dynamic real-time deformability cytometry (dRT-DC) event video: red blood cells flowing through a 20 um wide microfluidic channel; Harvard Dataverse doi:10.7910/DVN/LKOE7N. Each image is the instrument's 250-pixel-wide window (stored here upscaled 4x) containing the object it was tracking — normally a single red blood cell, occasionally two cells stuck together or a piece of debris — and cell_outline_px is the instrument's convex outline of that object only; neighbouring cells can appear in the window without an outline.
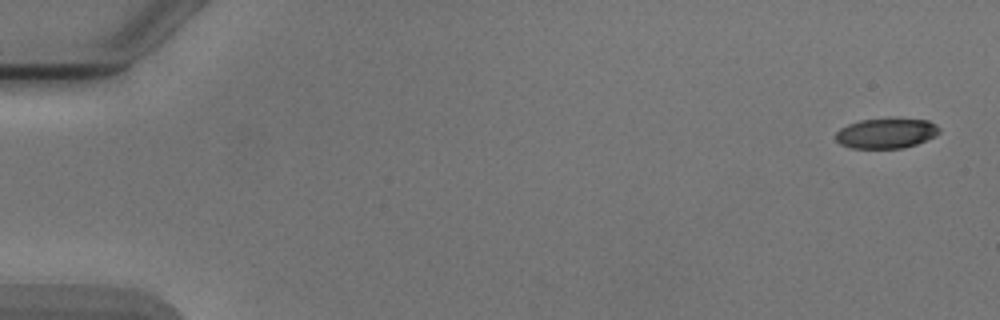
{"species": "Egyptian fruit bat (a non-hibernating species)", "species_latin": "Rousettus aegyptiacus", "temperature_condition": "cold", "stored_images_in_passage": 4, "camera_frame_rate_fps": 3000, "um_per_image_px": 0.085, "animal": {"sex": "male"}, "frame": {"image": 1, "passage_image": 1, "time_ms": 0.0, "image_size_px": [1000, 320], "cell_outline_px": [[940, 132], [916, 144], [904, 148], [852, 148], [840, 144], [836, 140], [836, 132], [840, 128], [848, 124], [860, 120], [888, 116], [928, 120], [936, 124], [940, 128]], "centroid_in_image_um": [75.32, 11.28], "position_along_channel_um": 9.7, "area_um2": 18.67}}
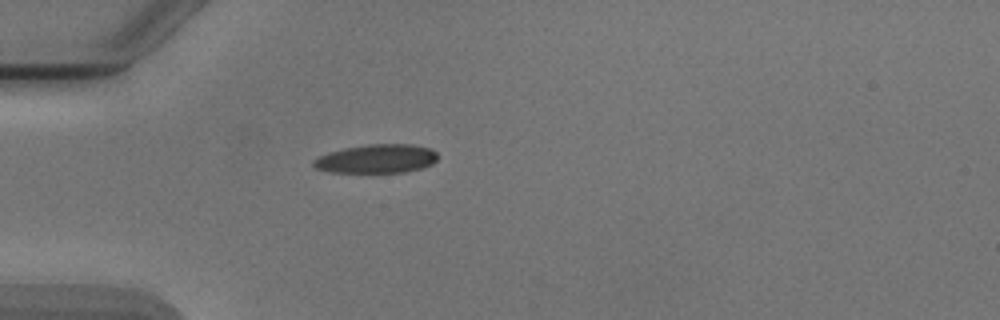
{"frame": {"image": 2, "passage_image": 4, "time_ms": 4.667, "image_size_px": [1000, 320], "cell_outline_px": [[436, 160], [432, 164], [420, 168], [404, 172], [332, 172], [316, 168], [312, 164], [312, 160], [328, 152], [344, 148], [368, 144], [412, 144], [432, 148], [436, 152]], "centroid_in_image_um": [32.01, 13.48], "position_along_channel_um": 53.0, "area_um2": 20.75}}